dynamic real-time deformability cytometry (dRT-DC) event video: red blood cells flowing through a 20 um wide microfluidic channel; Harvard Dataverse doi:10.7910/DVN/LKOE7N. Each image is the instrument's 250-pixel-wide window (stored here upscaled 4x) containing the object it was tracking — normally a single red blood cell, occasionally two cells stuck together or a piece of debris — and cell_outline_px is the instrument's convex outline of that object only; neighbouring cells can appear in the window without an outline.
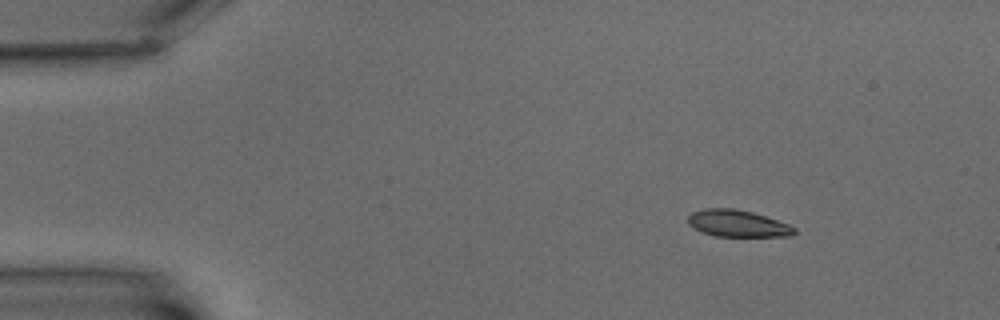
{"species": "common noctule bat (a hibernating species)", "species_latin": "Nyctalus noctula", "temperature_condition": "warm", "stored_images_in_passage": 4, "segment_of_instrument_passage": [1, 2], "camera_frame_rate_fps": 3000, "um_per_image_px": 0.085, "animal": {"sex": "male", "body_mass_g": 15.6}, "frame": {"image": 1, "passage_image": 1, "time_ms": 0.0, "image_size_px": [1000, 320], "cell_outline_px": [[796, 232], [792, 236], [716, 236], [704, 232], [688, 224], [688, 216], [692, 212], [704, 208], [732, 208], [752, 212], [788, 224], [796, 228]], "centroid_in_image_um": [62.7, 18.99], "position_along_channel_um": 22.3, "area_um2": 16.42}}